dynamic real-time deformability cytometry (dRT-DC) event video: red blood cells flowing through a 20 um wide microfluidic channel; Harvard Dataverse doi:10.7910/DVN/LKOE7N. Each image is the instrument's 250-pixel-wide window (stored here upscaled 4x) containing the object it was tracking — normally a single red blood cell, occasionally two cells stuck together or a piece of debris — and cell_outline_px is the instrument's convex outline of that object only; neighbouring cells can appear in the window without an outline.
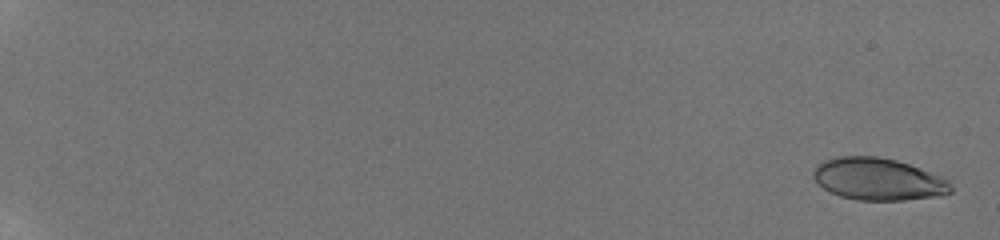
{"species": "human", "species_latin": "Homo sapiens", "temperature_condition": "room temperature", "stored_images_in_passage": 37, "camera_frame_rate_fps": 3000, "um_per_image_px": 0.085, "donor": {"sex": "male"}, "frame": {"image": 1, "passage_image": 3, "time_ms": 0.333, "image_size_px": [1000, 240], "cell_outline_px": [[952, 192], [932, 196], [904, 200], [856, 200], [840, 196], [824, 188], [812, 176], [812, 172], [816, 164], [824, 160], [840, 156], [876, 156], [896, 160], [944, 176], [948, 180], [952, 188]], "centroid_in_image_um": [74.63, 15.21], "position_along_channel_um": 10.4, "area_um2": 33.7}}
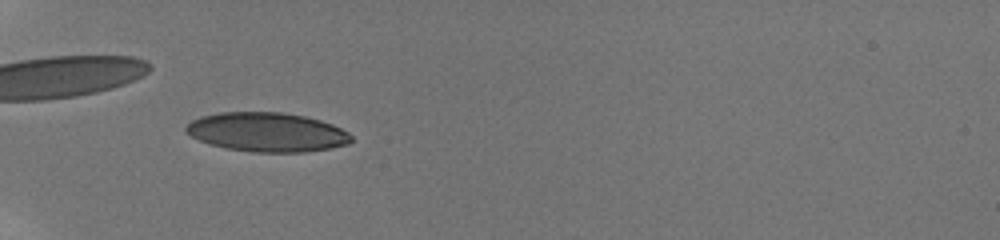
{"frame": {"image": 2, "passage_image": 36, "time_ms": 7.333, "image_size_px": [1000, 240], "cell_outline_px": [[352, 140], [348, 144], [332, 148], [304, 152], [252, 152], [228, 148], [208, 144], [192, 136], [184, 128], [192, 120], [200, 116], [220, 112], [280, 112], [304, 116], [320, 120], [332, 124], [348, 132], [352, 136]], "centroid_in_image_um": [22.71, 11.23], "position_along_channel_um": 62.3, "area_um2": 37.69}}